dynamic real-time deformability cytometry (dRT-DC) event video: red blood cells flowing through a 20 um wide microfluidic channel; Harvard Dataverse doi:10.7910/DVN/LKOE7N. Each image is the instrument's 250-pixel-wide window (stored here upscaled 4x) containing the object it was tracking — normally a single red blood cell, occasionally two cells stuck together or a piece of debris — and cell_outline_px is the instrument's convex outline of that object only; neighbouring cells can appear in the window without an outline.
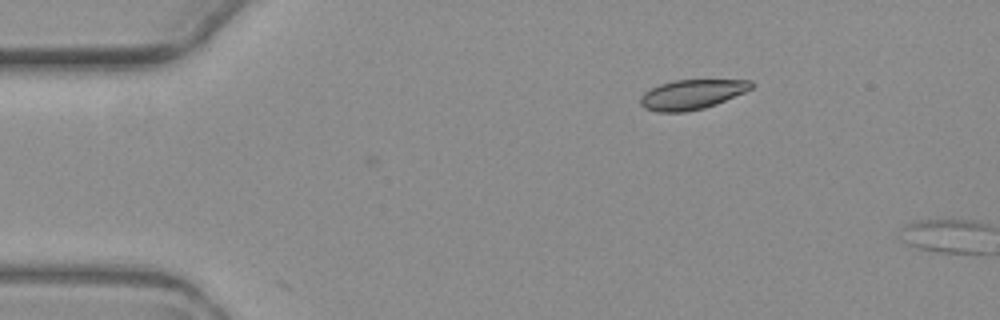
{"species": "common noctule bat (a hibernating species)", "species_latin": "Nyctalus noctula", "temperature_condition": "warm", "stored_images_in_passage": 4, "camera_frame_rate_fps": 3000, "um_per_image_px": 0.085, "animal": {"sex": "female", "body_mass_g": 19.3, "forearm_length_mm": 54.1}, "frame": {"image": 1, "passage_image": 4, "time_ms": 4.667, "image_size_px": [1000, 320], "cell_outline_px": [[756, 84], [752, 88], [744, 92], [716, 104], [704, 108], [684, 112], [656, 112], [644, 108], [640, 104], [640, 96], [644, 92], [660, 84], [672, 80], [752, 80]], "centroid_in_image_um": [58.8, 8.02], "position_along_channel_um": 26.2, "area_um2": 19.25}}